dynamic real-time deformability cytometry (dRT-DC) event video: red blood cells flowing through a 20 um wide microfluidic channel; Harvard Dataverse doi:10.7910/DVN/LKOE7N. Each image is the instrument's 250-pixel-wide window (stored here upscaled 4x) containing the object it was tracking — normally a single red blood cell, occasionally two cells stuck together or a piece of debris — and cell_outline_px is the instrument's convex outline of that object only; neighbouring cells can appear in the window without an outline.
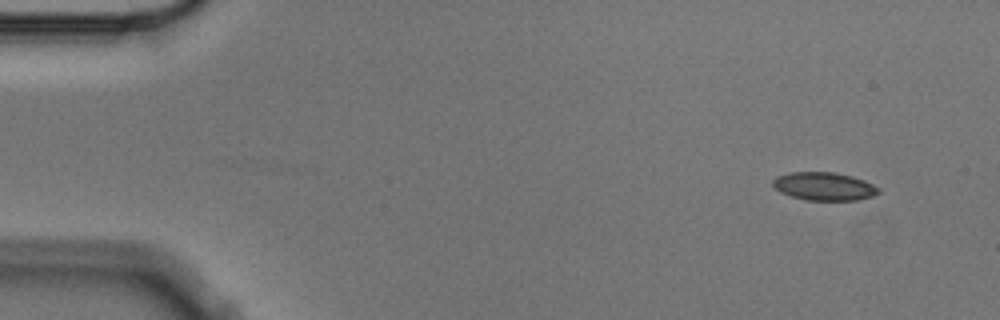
{"species": "Egyptian fruit bat (a non-hibernating species)", "species_latin": "Rousettus aegyptiacus", "temperature_condition": "cold", "stored_images_in_passage": 5, "segment_of_instrument_passage": [1, 2], "camera_frame_rate_fps": 3000, "um_per_image_px": 0.085, "animal": {"sex": "male"}, "frame": {"image": 1, "passage_image": 1, "time_ms": 0.0, "image_size_px": [1000, 320], "cell_outline_px": [[880, 192], [872, 196], [856, 200], [804, 200], [780, 192], [772, 184], [772, 180], [776, 176], [788, 172], [836, 172], [852, 176], [864, 180], [880, 188]], "centroid_in_image_um": [70.04, 15.83], "position_along_channel_um": 15.0, "area_um2": 17.4}}
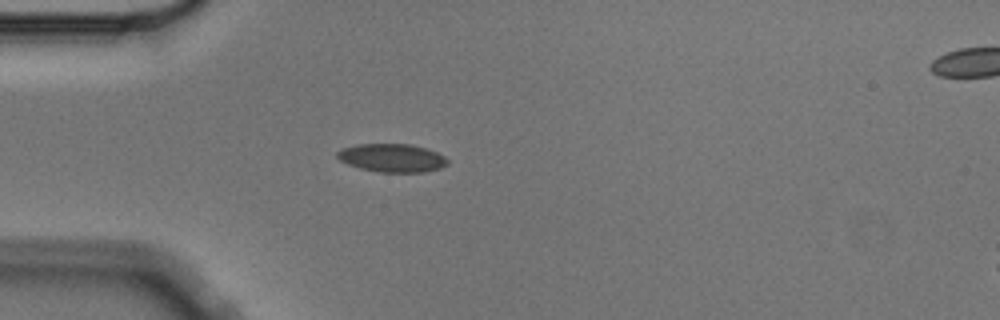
{"frame": {"image": 2, "passage_image": 4, "time_ms": 1.0, "image_size_px": [1000, 320], "cell_outline_px": [[448, 164], [440, 168], [424, 172], [380, 172], [360, 168], [348, 164], [340, 160], [336, 156], [336, 152], [344, 148], [356, 144], [412, 144], [436, 152], [444, 156], [448, 160]], "centroid_in_image_um": [33.32, 13.42], "position_along_channel_um": 51.7, "area_um2": 18.09}}